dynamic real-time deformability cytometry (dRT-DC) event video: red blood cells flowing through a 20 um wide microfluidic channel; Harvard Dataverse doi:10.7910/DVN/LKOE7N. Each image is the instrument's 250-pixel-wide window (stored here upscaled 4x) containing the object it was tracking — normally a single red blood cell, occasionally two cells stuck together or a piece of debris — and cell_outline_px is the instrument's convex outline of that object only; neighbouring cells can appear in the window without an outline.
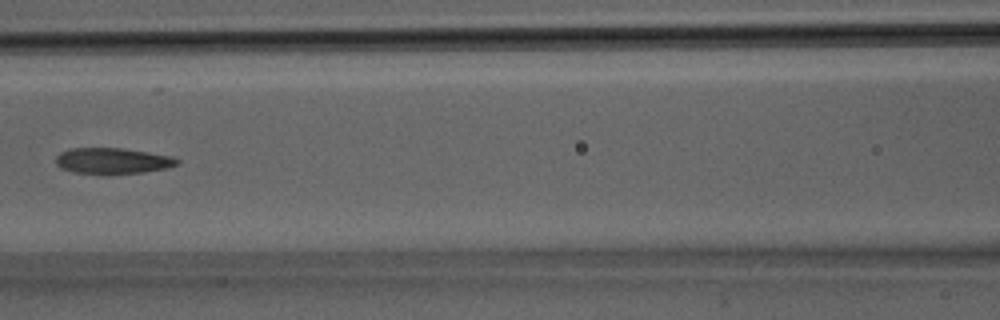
{"species": "Egyptian fruit bat (a non-hibernating species)", "species_latin": "Rousettus aegyptiacus", "temperature_condition": "room temperature", "stored_images_in_passage": 9, "camera_frame_rate_fps": 3000, "um_per_image_px": 0.085, "animal": {"sex": "male"}, "frame": {"image": 1, "passage_image": 6, "time_ms": 1.667, "image_size_px": [1000, 320], "cell_outline_px": [[180, 164], [164, 168], [144, 172], [72, 172], [60, 168], [56, 164], [56, 156], [60, 152], [68, 148], [124, 148], [172, 156], [180, 160]], "centroid_in_image_um": [9.56, 13.63], "position_along_channel_um": 157.0, "area_um2": 17.92}}
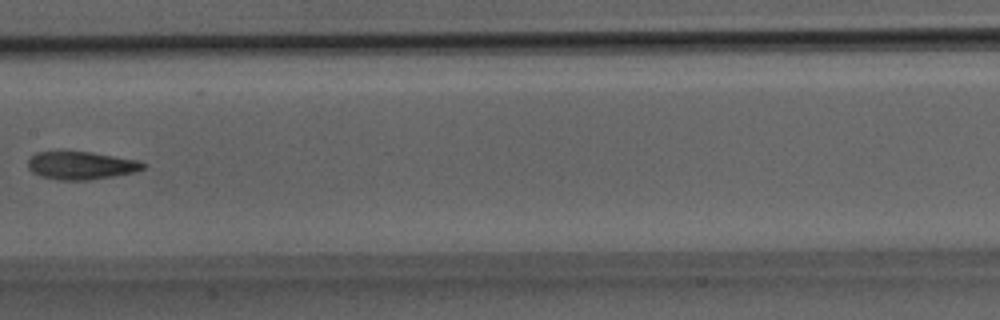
{"frame": {"image": 2, "passage_image": 8, "time_ms": 2.333, "image_size_px": [1000, 320], "cell_outline_px": [[148, 164], [144, 168], [136, 172], [88, 180], [60, 180], [40, 176], [32, 172], [28, 168], [28, 160], [36, 152], [92, 152], [140, 160]], "centroid_in_image_um": [6.94, 14.06], "position_along_channel_um": 200.5, "area_um2": 18.79}}